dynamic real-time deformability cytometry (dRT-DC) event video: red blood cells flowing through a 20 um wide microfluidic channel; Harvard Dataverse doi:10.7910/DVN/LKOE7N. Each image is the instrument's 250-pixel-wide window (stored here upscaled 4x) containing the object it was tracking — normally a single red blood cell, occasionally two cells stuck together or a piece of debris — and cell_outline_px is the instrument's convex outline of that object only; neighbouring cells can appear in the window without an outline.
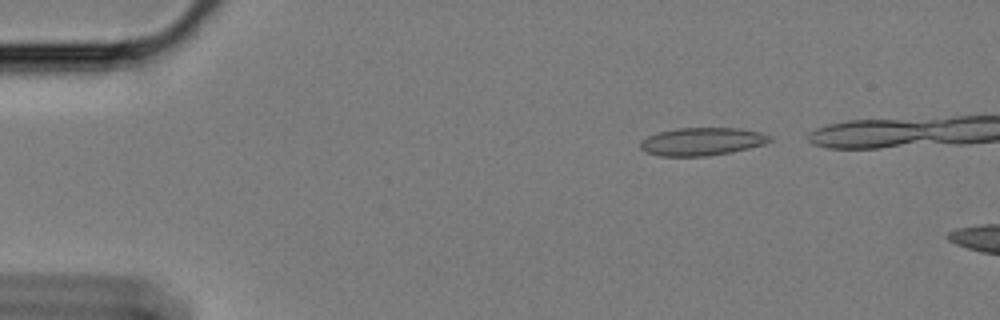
{"species": "Egyptian fruit bat (a non-hibernating species)", "species_latin": "Rousettus aegyptiacus", "temperature_condition": "cold", "stored_images_in_passage": 7, "camera_frame_rate_fps": 3000, "um_per_image_px": 0.085, "animal": {"sex": "female"}, "frame": {"image": 1, "passage_image": 1, "time_ms": 0.0, "image_size_px": [1000, 320], "cell_outline_px": [[772, 140], [764, 144], [732, 152], [708, 156], [660, 156], [648, 152], [640, 148], [640, 144], [648, 136], [660, 132], [680, 128], [740, 128], [760, 132], [772, 136]], "centroid_in_image_um": [59.72, 12.03], "position_along_channel_um": 25.3, "area_um2": 20.87}}